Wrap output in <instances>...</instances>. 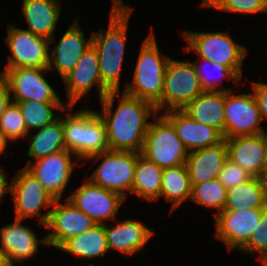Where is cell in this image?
<instances>
[{
	"label": "cell",
	"instance_id": "cell-1",
	"mask_svg": "<svg viewBox=\"0 0 267 266\" xmlns=\"http://www.w3.org/2000/svg\"><path fill=\"white\" fill-rule=\"evenodd\" d=\"M122 92L114 112V100L120 91L108 92L101 100L102 114L98 113L105 123L109 150L141 153L151 123L148 119L158 112L150 102Z\"/></svg>",
	"mask_w": 267,
	"mask_h": 266
},
{
	"label": "cell",
	"instance_id": "cell-2",
	"mask_svg": "<svg viewBox=\"0 0 267 266\" xmlns=\"http://www.w3.org/2000/svg\"><path fill=\"white\" fill-rule=\"evenodd\" d=\"M106 33L93 32L92 44L97 50L102 84L111 92L119 91L124 61L128 23L133 9L123 0H113Z\"/></svg>",
	"mask_w": 267,
	"mask_h": 266
},
{
	"label": "cell",
	"instance_id": "cell-3",
	"mask_svg": "<svg viewBox=\"0 0 267 266\" xmlns=\"http://www.w3.org/2000/svg\"><path fill=\"white\" fill-rule=\"evenodd\" d=\"M63 129L66 150L75 155L79 164V160L109 151L105 123L95 110L67 113Z\"/></svg>",
	"mask_w": 267,
	"mask_h": 266
},
{
	"label": "cell",
	"instance_id": "cell-4",
	"mask_svg": "<svg viewBox=\"0 0 267 266\" xmlns=\"http://www.w3.org/2000/svg\"><path fill=\"white\" fill-rule=\"evenodd\" d=\"M155 35L151 31L143 41L134 69L133 82L126 83V94L138 97L154 106L162 98L165 69L170 57L160 55Z\"/></svg>",
	"mask_w": 267,
	"mask_h": 266
},
{
	"label": "cell",
	"instance_id": "cell-5",
	"mask_svg": "<svg viewBox=\"0 0 267 266\" xmlns=\"http://www.w3.org/2000/svg\"><path fill=\"white\" fill-rule=\"evenodd\" d=\"M183 37L188 42L186 51L193 50L200 58L226 66L243 79L242 65L247 49L233 40L228 32L184 31Z\"/></svg>",
	"mask_w": 267,
	"mask_h": 266
},
{
	"label": "cell",
	"instance_id": "cell-6",
	"mask_svg": "<svg viewBox=\"0 0 267 266\" xmlns=\"http://www.w3.org/2000/svg\"><path fill=\"white\" fill-rule=\"evenodd\" d=\"M155 117V122L150 123L144 138L141 155L162 169L185 164L188 151L177 136L173 124L164 115Z\"/></svg>",
	"mask_w": 267,
	"mask_h": 266
},
{
	"label": "cell",
	"instance_id": "cell-7",
	"mask_svg": "<svg viewBox=\"0 0 267 266\" xmlns=\"http://www.w3.org/2000/svg\"><path fill=\"white\" fill-rule=\"evenodd\" d=\"M13 197L15 219L24 221L28 217L40 216L39 223L46 226L50 211L43 215L42 208L49 209L55 198L44 188L39 180L25 167L21 168L7 185V192Z\"/></svg>",
	"mask_w": 267,
	"mask_h": 266
},
{
	"label": "cell",
	"instance_id": "cell-8",
	"mask_svg": "<svg viewBox=\"0 0 267 266\" xmlns=\"http://www.w3.org/2000/svg\"><path fill=\"white\" fill-rule=\"evenodd\" d=\"M203 92L192 63L170 58L165 69L162 98L155 105L156 111L181 110Z\"/></svg>",
	"mask_w": 267,
	"mask_h": 266
},
{
	"label": "cell",
	"instance_id": "cell-9",
	"mask_svg": "<svg viewBox=\"0 0 267 266\" xmlns=\"http://www.w3.org/2000/svg\"><path fill=\"white\" fill-rule=\"evenodd\" d=\"M141 153L106 151L86 159L97 162L102 159L100 165L88 178L92 183L100 187L117 192L127 198L126 191L131 193L137 157Z\"/></svg>",
	"mask_w": 267,
	"mask_h": 266
},
{
	"label": "cell",
	"instance_id": "cell-10",
	"mask_svg": "<svg viewBox=\"0 0 267 266\" xmlns=\"http://www.w3.org/2000/svg\"><path fill=\"white\" fill-rule=\"evenodd\" d=\"M224 139L265 133L254 93L232 94L224 91Z\"/></svg>",
	"mask_w": 267,
	"mask_h": 266
},
{
	"label": "cell",
	"instance_id": "cell-11",
	"mask_svg": "<svg viewBox=\"0 0 267 266\" xmlns=\"http://www.w3.org/2000/svg\"><path fill=\"white\" fill-rule=\"evenodd\" d=\"M11 55L5 68H48L50 40L26 29L8 24L7 37Z\"/></svg>",
	"mask_w": 267,
	"mask_h": 266
},
{
	"label": "cell",
	"instance_id": "cell-12",
	"mask_svg": "<svg viewBox=\"0 0 267 266\" xmlns=\"http://www.w3.org/2000/svg\"><path fill=\"white\" fill-rule=\"evenodd\" d=\"M48 68L18 67L5 68L2 72L8 82L12 102L41 101L62 102L50 83L44 78Z\"/></svg>",
	"mask_w": 267,
	"mask_h": 266
},
{
	"label": "cell",
	"instance_id": "cell-13",
	"mask_svg": "<svg viewBox=\"0 0 267 266\" xmlns=\"http://www.w3.org/2000/svg\"><path fill=\"white\" fill-rule=\"evenodd\" d=\"M66 198L96 224L106 223L104 220H115L121 204L126 200L121 194L104 189L89 179Z\"/></svg>",
	"mask_w": 267,
	"mask_h": 266
},
{
	"label": "cell",
	"instance_id": "cell-14",
	"mask_svg": "<svg viewBox=\"0 0 267 266\" xmlns=\"http://www.w3.org/2000/svg\"><path fill=\"white\" fill-rule=\"evenodd\" d=\"M55 199L46 228L53 230L46 237L47 245L59 248L69 238L91 229L96 223L65 198V204Z\"/></svg>",
	"mask_w": 267,
	"mask_h": 266
},
{
	"label": "cell",
	"instance_id": "cell-15",
	"mask_svg": "<svg viewBox=\"0 0 267 266\" xmlns=\"http://www.w3.org/2000/svg\"><path fill=\"white\" fill-rule=\"evenodd\" d=\"M66 87L68 112L92 87L97 84L100 101L110 92L101 81L97 50L92 44L79 59L73 70L63 79Z\"/></svg>",
	"mask_w": 267,
	"mask_h": 266
},
{
	"label": "cell",
	"instance_id": "cell-16",
	"mask_svg": "<svg viewBox=\"0 0 267 266\" xmlns=\"http://www.w3.org/2000/svg\"><path fill=\"white\" fill-rule=\"evenodd\" d=\"M71 154L75 156L68 150H62L38 159L35 163L30 160L24 167L55 199H61L73 172V165H76V162H72Z\"/></svg>",
	"mask_w": 267,
	"mask_h": 266
},
{
	"label": "cell",
	"instance_id": "cell-17",
	"mask_svg": "<svg viewBox=\"0 0 267 266\" xmlns=\"http://www.w3.org/2000/svg\"><path fill=\"white\" fill-rule=\"evenodd\" d=\"M263 209L221 211L215 215V237L223 241L229 251L239 250L250 238L260 221Z\"/></svg>",
	"mask_w": 267,
	"mask_h": 266
},
{
	"label": "cell",
	"instance_id": "cell-18",
	"mask_svg": "<svg viewBox=\"0 0 267 266\" xmlns=\"http://www.w3.org/2000/svg\"><path fill=\"white\" fill-rule=\"evenodd\" d=\"M22 220L15 219L14 223L0 228V249L8 266L30 259L38 253L39 244H47L46 237L37 239L33 231Z\"/></svg>",
	"mask_w": 267,
	"mask_h": 266
},
{
	"label": "cell",
	"instance_id": "cell-19",
	"mask_svg": "<svg viewBox=\"0 0 267 266\" xmlns=\"http://www.w3.org/2000/svg\"><path fill=\"white\" fill-rule=\"evenodd\" d=\"M92 41V35L87 40L78 19H74L58 44L49 50L48 70L57 71L63 79L73 70L83 52L92 45Z\"/></svg>",
	"mask_w": 267,
	"mask_h": 266
},
{
	"label": "cell",
	"instance_id": "cell-20",
	"mask_svg": "<svg viewBox=\"0 0 267 266\" xmlns=\"http://www.w3.org/2000/svg\"><path fill=\"white\" fill-rule=\"evenodd\" d=\"M163 115L173 124L188 152L214 146L224 140L218 129L192 120L181 110L164 111Z\"/></svg>",
	"mask_w": 267,
	"mask_h": 266
},
{
	"label": "cell",
	"instance_id": "cell-21",
	"mask_svg": "<svg viewBox=\"0 0 267 266\" xmlns=\"http://www.w3.org/2000/svg\"><path fill=\"white\" fill-rule=\"evenodd\" d=\"M227 158L228 148L225 139L214 146L188 152L185 165L191 185L218 178Z\"/></svg>",
	"mask_w": 267,
	"mask_h": 266
},
{
	"label": "cell",
	"instance_id": "cell-22",
	"mask_svg": "<svg viewBox=\"0 0 267 266\" xmlns=\"http://www.w3.org/2000/svg\"><path fill=\"white\" fill-rule=\"evenodd\" d=\"M107 245L110 249L132 255L148 242L153 231L137 220L126 219L114 225L104 223Z\"/></svg>",
	"mask_w": 267,
	"mask_h": 266
},
{
	"label": "cell",
	"instance_id": "cell-23",
	"mask_svg": "<svg viewBox=\"0 0 267 266\" xmlns=\"http://www.w3.org/2000/svg\"><path fill=\"white\" fill-rule=\"evenodd\" d=\"M228 158L245 171L260 178L265 155V133L225 139Z\"/></svg>",
	"mask_w": 267,
	"mask_h": 266
},
{
	"label": "cell",
	"instance_id": "cell-24",
	"mask_svg": "<svg viewBox=\"0 0 267 266\" xmlns=\"http://www.w3.org/2000/svg\"><path fill=\"white\" fill-rule=\"evenodd\" d=\"M59 0H23L22 12L28 29L34 35L55 42L54 34L60 19ZM54 40V41H53Z\"/></svg>",
	"mask_w": 267,
	"mask_h": 266
},
{
	"label": "cell",
	"instance_id": "cell-25",
	"mask_svg": "<svg viewBox=\"0 0 267 266\" xmlns=\"http://www.w3.org/2000/svg\"><path fill=\"white\" fill-rule=\"evenodd\" d=\"M224 91H232V89L204 91L193 101L187 103L181 111L198 123L218 129L224 138Z\"/></svg>",
	"mask_w": 267,
	"mask_h": 266
},
{
	"label": "cell",
	"instance_id": "cell-26",
	"mask_svg": "<svg viewBox=\"0 0 267 266\" xmlns=\"http://www.w3.org/2000/svg\"><path fill=\"white\" fill-rule=\"evenodd\" d=\"M266 207L264 181L259 177L252 176L247 181L228 189L226 204L222 211L264 209Z\"/></svg>",
	"mask_w": 267,
	"mask_h": 266
},
{
	"label": "cell",
	"instance_id": "cell-27",
	"mask_svg": "<svg viewBox=\"0 0 267 266\" xmlns=\"http://www.w3.org/2000/svg\"><path fill=\"white\" fill-rule=\"evenodd\" d=\"M58 249L85 259L104 255L109 251L104 224H96L85 233L69 238Z\"/></svg>",
	"mask_w": 267,
	"mask_h": 266
},
{
	"label": "cell",
	"instance_id": "cell-28",
	"mask_svg": "<svg viewBox=\"0 0 267 266\" xmlns=\"http://www.w3.org/2000/svg\"><path fill=\"white\" fill-rule=\"evenodd\" d=\"M163 169L143 155L137 157L131 193L146 201H157L162 188Z\"/></svg>",
	"mask_w": 267,
	"mask_h": 266
},
{
	"label": "cell",
	"instance_id": "cell-29",
	"mask_svg": "<svg viewBox=\"0 0 267 266\" xmlns=\"http://www.w3.org/2000/svg\"><path fill=\"white\" fill-rule=\"evenodd\" d=\"M35 133L34 137L30 134L28 136L31 141L28 148L29 157L38 160L50 154L66 150L61 115L54 122L38 129Z\"/></svg>",
	"mask_w": 267,
	"mask_h": 266
},
{
	"label": "cell",
	"instance_id": "cell-30",
	"mask_svg": "<svg viewBox=\"0 0 267 266\" xmlns=\"http://www.w3.org/2000/svg\"><path fill=\"white\" fill-rule=\"evenodd\" d=\"M160 198L172 202L171 211L191 198L192 185L185 164L163 169Z\"/></svg>",
	"mask_w": 267,
	"mask_h": 266
},
{
	"label": "cell",
	"instance_id": "cell-31",
	"mask_svg": "<svg viewBox=\"0 0 267 266\" xmlns=\"http://www.w3.org/2000/svg\"><path fill=\"white\" fill-rule=\"evenodd\" d=\"M18 105L27 131L31 134V129H40L45 125L51 124L60 117V112L57 116L53 109L65 111L63 102H41V101H18L14 102Z\"/></svg>",
	"mask_w": 267,
	"mask_h": 266
},
{
	"label": "cell",
	"instance_id": "cell-32",
	"mask_svg": "<svg viewBox=\"0 0 267 266\" xmlns=\"http://www.w3.org/2000/svg\"><path fill=\"white\" fill-rule=\"evenodd\" d=\"M228 189L218 180V178L196 184L192 186L190 200L202 206L215 208L218 214L226 204Z\"/></svg>",
	"mask_w": 267,
	"mask_h": 266
},
{
	"label": "cell",
	"instance_id": "cell-33",
	"mask_svg": "<svg viewBox=\"0 0 267 266\" xmlns=\"http://www.w3.org/2000/svg\"><path fill=\"white\" fill-rule=\"evenodd\" d=\"M201 60V62H203L204 64L200 66V64L198 65V63H192V66L194 68L195 73L197 74L201 87L204 91H220L219 89L221 82H218V79H212V74L213 73H218L220 79L223 78H228L232 79L234 82H236L237 84L241 81V79L228 67L220 65L218 63L215 62H211L209 60H206L204 58H199ZM208 66V68H206ZM210 67H212V70H208L210 69ZM213 72V73H211ZM217 75V74H216ZM214 78V77H213ZM217 81V82H216Z\"/></svg>",
	"mask_w": 267,
	"mask_h": 266
},
{
	"label": "cell",
	"instance_id": "cell-34",
	"mask_svg": "<svg viewBox=\"0 0 267 266\" xmlns=\"http://www.w3.org/2000/svg\"><path fill=\"white\" fill-rule=\"evenodd\" d=\"M238 251L257 254L262 266L267 263V207L262 210L260 221L249 240Z\"/></svg>",
	"mask_w": 267,
	"mask_h": 266
},
{
	"label": "cell",
	"instance_id": "cell-35",
	"mask_svg": "<svg viewBox=\"0 0 267 266\" xmlns=\"http://www.w3.org/2000/svg\"><path fill=\"white\" fill-rule=\"evenodd\" d=\"M0 130L12 141L28 136L29 132L25 126L24 118L16 103L11 102L2 114Z\"/></svg>",
	"mask_w": 267,
	"mask_h": 266
},
{
	"label": "cell",
	"instance_id": "cell-36",
	"mask_svg": "<svg viewBox=\"0 0 267 266\" xmlns=\"http://www.w3.org/2000/svg\"><path fill=\"white\" fill-rule=\"evenodd\" d=\"M207 7L232 13L254 14L267 12V0H209Z\"/></svg>",
	"mask_w": 267,
	"mask_h": 266
},
{
	"label": "cell",
	"instance_id": "cell-37",
	"mask_svg": "<svg viewBox=\"0 0 267 266\" xmlns=\"http://www.w3.org/2000/svg\"><path fill=\"white\" fill-rule=\"evenodd\" d=\"M251 177L252 175L245 171L240 165L227 158L219 172L218 180L227 189H230L247 181Z\"/></svg>",
	"mask_w": 267,
	"mask_h": 266
},
{
	"label": "cell",
	"instance_id": "cell-38",
	"mask_svg": "<svg viewBox=\"0 0 267 266\" xmlns=\"http://www.w3.org/2000/svg\"><path fill=\"white\" fill-rule=\"evenodd\" d=\"M252 89L262 120L263 118L267 119V84L263 82H253Z\"/></svg>",
	"mask_w": 267,
	"mask_h": 266
},
{
	"label": "cell",
	"instance_id": "cell-39",
	"mask_svg": "<svg viewBox=\"0 0 267 266\" xmlns=\"http://www.w3.org/2000/svg\"><path fill=\"white\" fill-rule=\"evenodd\" d=\"M11 102L7 79L3 73H0V119Z\"/></svg>",
	"mask_w": 267,
	"mask_h": 266
},
{
	"label": "cell",
	"instance_id": "cell-40",
	"mask_svg": "<svg viewBox=\"0 0 267 266\" xmlns=\"http://www.w3.org/2000/svg\"><path fill=\"white\" fill-rule=\"evenodd\" d=\"M1 167V166H0ZM7 175L4 171V169L0 168V200H2V197L7 193Z\"/></svg>",
	"mask_w": 267,
	"mask_h": 266
},
{
	"label": "cell",
	"instance_id": "cell-41",
	"mask_svg": "<svg viewBox=\"0 0 267 266\" xmlns=\"http://www.w3.org/2000/svg\"><path fill=\"white\" fill-rule=\"evenodd\" d=\"M265 155H264V161L260 173V178L263 180L265 177H267V132H265Z\"/></svg>",
	"mask_w": 267,
	"mask_h": 266
},
{
	"label": "cell",
	"instance_id": "cell-42",
	"mask_svg": "<svg viewBox=\"0 0 267 266\" xmlns=\"http://www.w3.org/2000/svg\"><path fill=\"white\" fill-rule=\"evenodd\" d=\"M10 140L3 134V132L0 130V154L5 151V148L7 147V143Z\"/></svg>",
	"mask_w": 267,
	"mask_h": 266
},
{
	"label": "cell",
	"instance_id": "cell-43",
	"mask_svg": "<svg viewBox=\"0 0 267 266\" xmlns=\"http://www.w3.org/2000/svg\"><path fill=\"white\" fill-rule=\"evenodd\" d=\"M0 266H8L1 249H0Z\"/></svg>",
	"mask_w": 267,
	"mask_h": 266
},
{
	"label": "cell",
	"instance_id": "cell-44",
	"mask_svg": "<svg viewBox=\"0 0 267 266\" xmlns=\"http://www.w3.org/2000/svg\"><path fill=\"white\" fill-rule=\"evenodd\" d=\"M263 181H264V187H265L266 198H267V177H265V178L263 179Z\"/></svg>",
	"mask_w": 267,
	"mask_h": 266
},
{
	"label": "cell",
	"instance_id": "cell-45",
	"mask_svg": "<svg viewBox=\"0 0 267 266\" xmlns=\"http://www.w3.org/2000/svg\"><path fill=\"white\" fill-rule=\"evenodd\" d=\"M208 2H209V0H203V2L201 3V5L207 7Z\"/></svg>",
	"mask_w": 267,
	"mask_h": 266
}]
</instances>
